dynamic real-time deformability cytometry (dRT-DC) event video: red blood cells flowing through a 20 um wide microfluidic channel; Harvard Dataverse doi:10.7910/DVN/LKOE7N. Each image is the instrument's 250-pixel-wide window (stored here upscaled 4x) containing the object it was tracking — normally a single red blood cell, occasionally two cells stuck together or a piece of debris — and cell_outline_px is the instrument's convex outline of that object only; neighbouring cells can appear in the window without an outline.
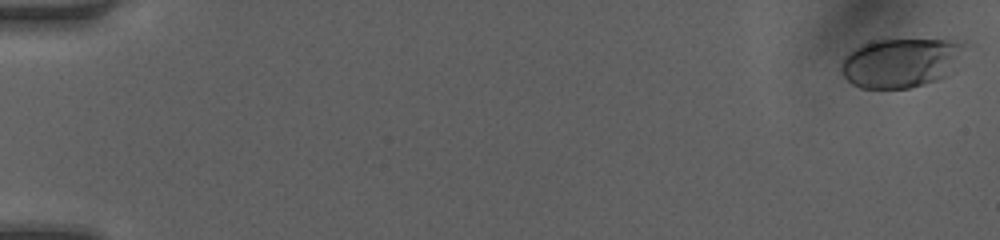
{"species": "human", "species_latin": "Homo sapiens", "temperature_condition": "room temperature", "stored_images_in_passage": 49, "camera_frame_rate_fps": 3000, "um_per_image_px": 0.085, "donor": {"sex": "female"}, "frame": {"image": 1, "passage_image": 1, "time_ms": 0.0, "image_size_px": [1000, 240], "cell_outline_px": [[968, 44], [944, 76], [936, 80], [924, 84], [908, 88], [860, 88], [852, 84], [840, 72], [840, 64], [844, 56], [848, 52], [860, 44], [872, 40], [948, 40]], "centroid_in_image_um": [76.45, 5.32], "position_along_channel_um": 8.5, "area_um2": 35.08}}
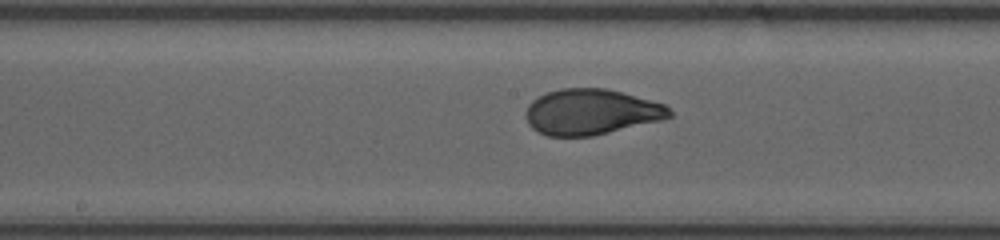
{"frame": {"image": 2, "passage_image": 27, "time_ms": 8.667, "image_size_px": [1000, 240], "cell_outline_px": [[672, 116], [660, 120], [592, 136], [548, 136], [532, 128], [528, 124], [528, 104], [532, 100], [548, 92], [560, 88], [604, 88], [620, 92], [664, 104], [672, 108]], "centroid_in_image_um": [50.26, 9.51], "position_along_channel_um": 197.9, "area_um2": 37.74}}
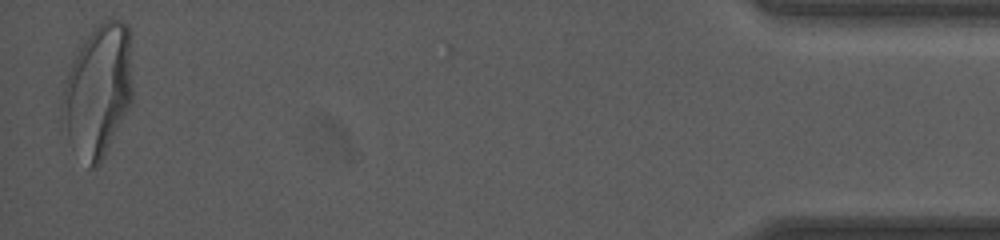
{"frame": {"image": 3, "passage_image": 49, "time_ms": 16.0, "image_size_px": [1000, 240], "cell_outline_px": [[132, 104], [100, 164], [96, 168], [88, 168], [60, 124], [60, 108], [64, 80], [80, 48], [88, 36], [100, 24], [108, 20], [120, 20], [128, 24], [132, 88]], "centroid_in_image_um": [8.32, 7.78], "position_along_channel_um": 426.9, "area_um2": 53.99}, "authors_computed_cell_mechanics": {"area_um2": 38.5526, "velocity_mm_per_s": 4.221, "shape_relaxation_time_tau1_ms": 4.8413, "shape_relaxation_time_tau2_ms": null, "deformation_change_tau1": 0.1986, "deformation_change_tau2": null}}